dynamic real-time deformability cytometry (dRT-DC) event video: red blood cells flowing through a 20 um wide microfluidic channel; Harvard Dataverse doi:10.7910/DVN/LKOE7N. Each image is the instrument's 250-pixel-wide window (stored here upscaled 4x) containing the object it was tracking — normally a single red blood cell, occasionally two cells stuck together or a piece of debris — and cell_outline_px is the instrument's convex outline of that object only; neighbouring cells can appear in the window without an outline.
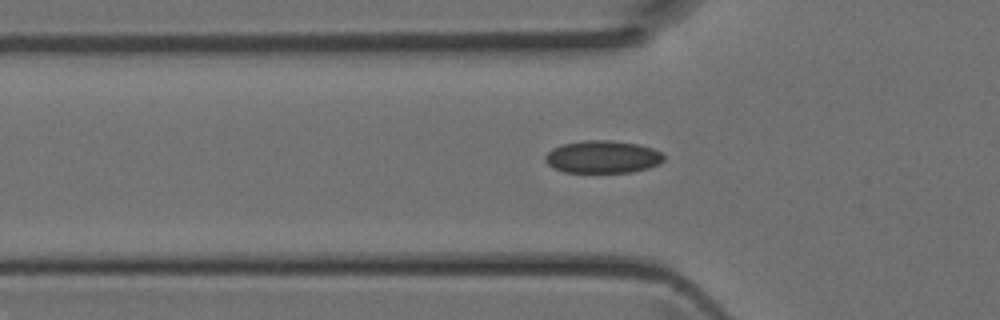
{"species": "Egyptian fruit bat (a non-hibernating species)", "species_latin": "Rousettus aegyptiacus", "temperature_condition": "room temperature", "stored_images_in_passage": 31, "camera_frame_rate_fps": 3000, "um_per_image_px": 0.085, "animal": {"sex": "female"}, "frame": {"image": 1, "passage_image": 6, "time_ms": 1.667, "image_size_px": [1000, 320], "cell_outline_px": [[664, 160], [660, 164], [648, 168], [632, 172], [564, 172], [548, 164], [544, 160], [544, 156], [552, 148], [560, 144], [584, 140], [612, 140], [640, 144], [652, 148], [660, 152], [664, 156]], "centroid_in_image_um": [51.23, 13.32], "position_along_channel_um": 74.6, "area_um2": 22.66}}
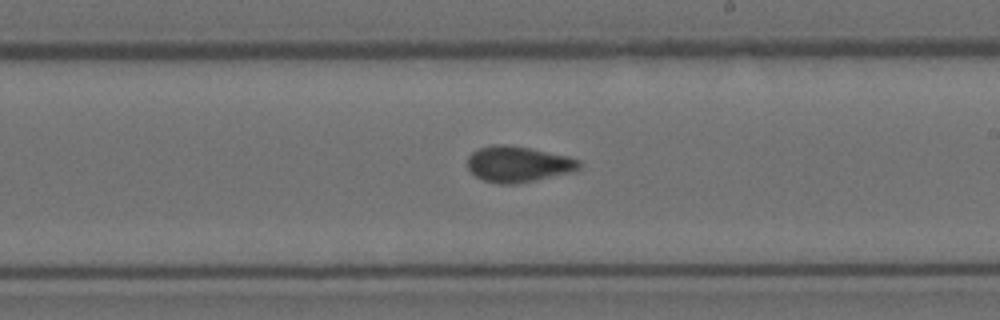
{"frame": {"image": 2, "passage_image": 17, "time_ms": 5.333, "image_size_px": [1000, 320], "cell_outline_px": [[584, 164], [576, 172], [516, 184], [500, 184], [484, 180], [476, 176], [468, 168], [468, 156], [472, 152], [480, 148], [492, 144], [504, 144], [528, 148], [568, 156], [580, 160]], "centroid_in_image_um": [44.1, 13.96], "position_along_channel_um": 244.9, "area_um2": 23.52}}
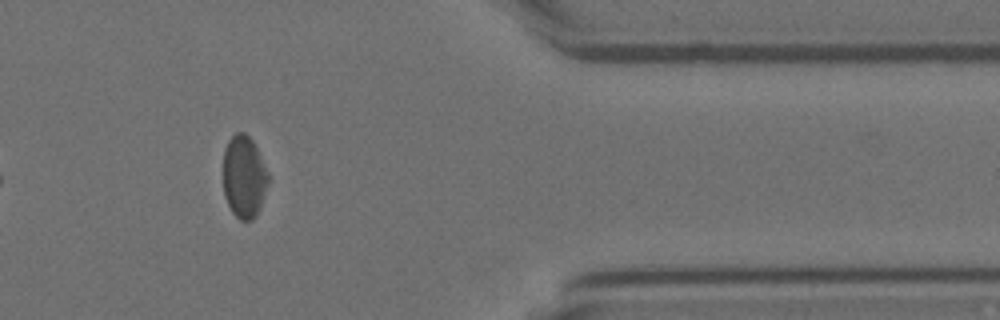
{"frame": {"image": 3, "passage_image": 28, "time_ms": 9.0, "image_size_px": [1000, 320], "cell_outline_px": [[268, 184], [256, 216], [252, 220], [240, 220], [232, 212], [224, 196], [224, 148], [228, 140], [236, 132], [244, 132], [252, 140], [268, 172]], "centroid_in_image_um": [20.73, 15.02], "position_along_channel_um": 390.7, "area_um2": 21.44}}